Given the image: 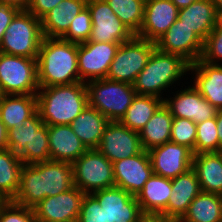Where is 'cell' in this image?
Segmentation results:
<instances>
[{
	"mask_svg": "<svg viewBox=\"0 0 222 222\" xmlns=\"http://www.w3.org/2000/svg\"><path fill=\"white\" fill-rule=\"evenodd\" d=\"M74 187L72 163L48 160L24 165L15 203L33 208L46 197L56 196Z\"/></svg>",
	"mask_w": 222,
	"mask_h": 222,
	"instance_id": "cell-1",
	"label": "cell"
},
{
	"mask_svg": "<svg viewBox=\"0 0 222 222\" xmlns=\"http://www.w3.org/2000/svg\"><path fill=\"white\" fill-rule=\"evenodd\" d=\"M78 44L44 37L37 57L39 87L81 82L78 73Z\"/></svg>",
	"mask_w": 222,
	"mask_h": 222,
	"instance_id": "cell-2",
	"label": "cell"
},
{
	"mask_svg": "<svg viewBox=\"0 0 222 222\" xmlns=\"http://www.w3.org/2000/svg\"><path fill=\"white\" fill-rule=\"evenodd\" d=\"M37 92V111L47 126L70 125L88 105L84 82L70 85L40 87Z\"/></svg>",
	"mask_w": 222,
	"mask_h": 222,
	"instance_id": "cell-3",
	"label": "cell"
},
{
	"mask_svg": "<svg viewBox=\"0 0 222 222\" xmlns=\"http://www.w3.org/2000/svg\"><path fill=\"white\" fill-rule=\"evenodd\" d=\"M190 63L176 54L165 53L155 48L147 65L132 84L137 95H152L160 98L161 91L189 71Z\"/></svg>",
	"mask_w": 222,
	"mask_h": 222,
	"instance_id": "cell-4",
	"label": "cell"
},
{
	"mask_svg": "<svg viewBox=\"0 0 222 222\" xmlns=\"http://www.w3.org/2000/svg\"><path fill=\"white\" fill-rule=\"evenodd\" d=\"M88 105L98 110L109 121L120 122L136 96L132 84L106 78L85 82Z\"/></svg>",
	"mask_w": 222,
	"mask_h": 222,
	"instance_id": "cell-5",
	"label": "cell"
},
{
	"mask_svg": "<svg viewBox=\"0 0 222 222\" xmlns=\"http://www.w3.org/2000/svg\"><path fill=\"white\" fill-rule=\"evenodd\" d=\"M43 38L41 20L27 10H20L5 31L0 52L37 58Z\"/></svg>",
	"mask_w": 222,
	"mask_h": 222,
	"instance_id": "cell-6",
	"label": "cell"
},
{
	"mask_svg": "<svg viewBox=\"0 0 222 222\" xmlns=\"http://www.w3.org/2000/svg\"><path fill=\"white\" fill-rule=\"evenodd\" d=\"M39 88L37 58L0 52L1 95H37Z\"/></svg>",
	"mask_w": 222,
	"mask_h": 222,
	"instance_id": "cell-7",
	"label": "cell"
},
{
	"mask_svg": "<svg viewBox=\"0 0 222 222\" xmlns=\"http://www.w3.org/2000/svg\"><path fill=\"white\" fill-rule=\"evenodd\" d=\"M72 166L74 186L85 194L115 186L113 163L97 149H88Z\"/></svg>",
	"mask_w": 222,
	"mask_h": 222,
	"instance_id": "cell-8",
	"label": "cell"
},
{
	"mask_svg": "<svg viewBox=\"0 0 222 222\" xmlns=\"http://www.w3.org/2000/svg\"><path fill=\"white\" fill-rule=\"evenodd\" d=\"M155 48L154 42L137 36L121 43L110 64L106 79L133 84L138 74L147 65Z\"/></svg>",
	"mask_w": 222,
	"mask_h": 222,
	"instance_id": "cell-9",
	"label": "cell"
},
{
	"mask_svg": "<svg viewBox=\"0 0 222 222\" xmlns=\"http://www.w3.org/2000/svg\"><path fill=\"white\" fill-rule=\"evenodd\" d=\"M92 30L88 41L123 43L135 35L120 21L105 0H87Z\"/></svg>",
	"mask_w": 222,
	"mask_h": 222,
	"instance_id": "cell-10",
	"label": "cell"
},
{
	"mask_svg": "<svg viewBox=\"0 0 222 222\" xmlns=\"http://www.w3.org/2000/svg\"><path fill=\"white\" fill-rule=\"evenodd\" d=\"M121 43L86 41L78 44V73L81 82L106 78ZM91 78V79H90Z\"/></svg>",
	"mask_w": 222,
	"mask_h": 222,
	"instance_id": "cell-11",
	"label": "cell"
},
{
	"mask_svg": "<svg viewBox=\"0 0 222 222\" xmlns=\"http://www.w3.org/2000/svg\"><path fill=\"white\" fill-rule=\"evenodd\" d=\"M97 150L113 163L135 156L144 149L139 132L129 129L121 122L110 121L104 129Z\"/></svg>",
	"mask_w": 222,
	"mask_h": 222,
	"instance_id": "cell-12",
	"label": "cell"
},
{
	"mask_svg": "<svg viewBox=\"0 0 222 222\" xmlns=\"http://www.w3.org/2000/svg\"><path fill=\"white\" fill-rule=\"evenodd\" d=\"M148 153L153 174L164 178H175L193 166V151L171 141L150 149Z\"/></svg>",
	"mask_w": 222,
	"mask_h": 222,
	"instance_id": "cell-13",
	"label": "cell"
},
{
	"mask_svg": "<svg viewBox=\"0 0 222 222\" xmlns=\"http://www.w3.org/2000/svg\"><path fill=\"white\" fill-rule=\"evenodd\" d=\"M155 45L160 51L180 55L193 64L201 58L204 41L177 19Z\"/></svg>",
	"mask_w": 222,
	"mask_h": 222,
	"instance_id": "cell-14",
	"label": "cell"
},
{
	"mask_svg": "<svg viewBox=\"0 0 222 222\" xmlns=\"http://www.w3.org/2000/svg\"><path fill=\"white\" fill-rule=\"evenodd\" d=\"M115 186L137 196L146 181L153 175L148 151L113 162Z\"/></svg>",
	"mask_w": 222,
	"mask_h": 222,
	"instance_id": "cell-15",
	"label": "cell"
},
{
	"mask_svg": "<svg viewBox=\"0 0 222 222\" xmlns=\"http://www.w3.org/2000/svg\"><path fill=\"white\" fill-rule=\"evenodd\" d=\"M85 193L77 187L46 197L33 207L36 219L77 222Z\"/></svg>",
	"mask_w": 222,
	"mask_h": 222,
	"instance_id": "cell-16",
	"label": "cell"
},
{
	"mask_svg": "<svg viewBox=\"0 0 222 222\" xmlns=\"http://www.w3.org/2000/svg\"><path fill=\"white\" fill-rule=\"evenodd\" d=\"M90 194L104 208L105 222H135L141 213L136 197L117 186Z\"/></svg>",
	"mask_w": 222,
	"mask_h": 222,
	"instance_id": "cell-17",
	"label": "cell"
},
{
	"mask_svg": "<svg viewBox=\"0 0 222 222\" xmlns=\"http://www.w3.org/2000/svg\"><path fill=\"white\" fill-rule=\"evenodd\" d=\"M179 9L171 0H145L144 19L139 38L156 42L177 20Z\"/></svg>",
	"mask_w": 222,
	"mask_h": 222,
	"instance_id": "cell-18",
	"label": "cell"
},
{
	"mask_svg": "<svg viewBox=\"0 0 222 222\" xmlns=\"http://www.w3.org/2000/svg\"><path fill=\"white\" fill-rule=\"evenodd\" d=\"M164 105L173 117L189 119L195 124L214 118L217 113V109L194 86L180 90L172 100L164 99Z\"/></svg>",
	"mask_w": 222,
	"mask_h": 222,
	"instance_id": "cell-19",
	"label": "cell"
},
{
	"mask_svg": "<svg viewBox=\"0 0 222 222\" xmlns=\"http://www.w3.org/2000/svg\"><path fill=\"white\" fill-rule=\"evenodd\" d=\"M172 194L167 207L161 212L166 218L178 222L187 212L189 205L202 190L193 168L171 179Z\"/></svg>",
	"mask_w": 222,
	"mask_h": 222,
	"instance_id": "cell-20",
	"label": "cell"
},
{
	"mask_svg": "<svg viewBox=\"0 0 222 222\" xmlns=\"http://www.w3.org/2000/svg\"><path fill=\"white\" fill-rule=\"evenodd\" d=\"M47 127L50 160L73 163L88 150L70 125Z\"/></svg>",
	"mask_w": 222,
	"mask_h": 222,
	"instance_id": "cell-21",
	"label": "cell"
},
{
	"mask_svg": "<svg viewBox=\"0 0 222 222\" xmlns=\"http://www.w3.org/2000/svg\"><path fill=\"white\" fill-rule=\"evenodd\" d=\"M177 19L192 29L203 41L220 21L213 0H198L179 9Z\"/></svg>",
	"mask_w": 222,
	"mask_h": 222,
	"instance_id": "cell-22",
	"label": "cell"
},
{
	"mask_svg": "<svg viewBox=\"0 0 222 222\" xmlns=\"http://www.w3.org/2000/svg\"><path fill=\"white\" fill-rule=\"evenodd\" d=\"M195 71L194 87L217 110L222 109V65L209 64L201 59L190 64L189 71Z\"/></svg>",
	"mask_w": 222,
	"mask_h": 222,
	"instance_id": "cell-23",
	"label": "cell"
},
{
	"mask_svg": "<svg viewBox=\"0 0 222 222\" xmlns=\"http://www.w3.org/2000/svg\"><path fill=\"white\" fill-rule=\"evenodd\" d=\"M86 4L87 0H63L40 19L43 36L61 38Z\"/></svg>",
	"mask_w": 222,
	"mask_h": 222,
	"instance_id": "cell-24",
	"label": "cell"
},
{
	"mask_svg": "<svg viewBox=\"0 0 222 222\" xmlns=\"http://www.w3.org/2000/svg\"><path fill=\"white\" fill-rule=\"evenodd\" d=\"M109 122L98 110L87 105L70 126L87 149H97Z\"/></svg>",
	"mask_w": 222,
	"mask_h": 222,
	"instance_id": "cell-25",
	"label": "cell"
},
{
	"mask_svg": "<svg viewBox=\"0 0 222 222\" xmlns=\"http://www.w3.org/2000/svg\"><path fill=\"white\" fill-rule=\"evenodd\" d=\"M192 168L203 192L222 195V152L195 154Z\"/></svg>",
	"mask_w": 222,
	"mask_h": 222,
	"instance_id": "cell-26",
	"label": "cell"
},
{
	"mask_svg": "<svg viewBox=\"0 0 222 222\" xmlns=\"http://www.w3.org/2000/svg\"><path fill=\"white\" fill-rule=\"evenodd\" d=\"M37 111L36 95H1L0 119L7 130L18 128Z\"/></svg>",
	"mask_w": 222,
	"mask_h": 222,
	"instance_id": "cell-27",
	"label": "cell"
},
{
	"mask_svg": "<svg viewBox=\"0 0 222 222\" xmlns=\"http://www.w3.org/2000/svg\"><path fill=\"white\" fill-rule=\"evenodd\" d=\"M171 194V179L153 174L136 196V200L141 212L161 213L167 207Z\"/></svg>",
	"mask_w": 222,
	"mask_h": 222,
	"instance_id": "cell-28",
	"label": "cell"
},
{
	"mask_svg": "<svg viewBox=\"0 0 222 222\" xmlns=\"http://www.w3.org/2000/svg\"><path fill=\"white\" fill-rule=\"evenodd\" d=\"M173 116L163 104L139 132L141 145L145 151L170 141Z\"/></svg>",
	"mask_w": 222,
	"mask_h": 222,
	"instance_id": "cell-29",
	"label": "cell"
},
{
	"mask_svg": "<svg viewBox=\"0 0 222 222\" xmlns=\"http://www.w3.org/2000/svg\"><path fill=\"white\" fill-rule=\"evenodd\" d=\"M178 222H222V195L202 191Z\"/></svg>",
	"mask_w": 222,
	"mask_h": 222,
	"instance_id": "cell-30",
	"label": "cell"
},
{
	"mask_svg": "<svg viewBox=\"0 0 222 222\" xmlns=\"http://www.w3.org/2000/svg\"><path fill=\"white\" fill-rule=\"evenodd\" d=\"M163 104V98L136 94L120 122L129 129L140 132Z\"/></svg>",
	"mask_w": 222,
	"mask_h": 222,
	"instance_id": "cell-31",
	"label": "cell"
},
{
	"mask_svg": "<svg viewBox=\"0 0 222 222\" xmlns=\"http://www.w3.org/2000/svg\"><path fill=\"white\" fill-rule=\"evenodd\" d=\"M24 164L10 149L0 150V195L5 200H13L20 186Z\"/></svg>",
	"mask_w": 222,
	"mask_h": 222,
	"instance_id": "cell-32",
	"label": "cell"
},
{
	"mask_svg": "<svg viewBox=\"0 0 222 222\" xmlns=\"http://www.w3.org/2000/svg\"><path fill=\"white\" fill-rule=\"evenodd\" d=\"M122 23L136 35L144 19L145 0H105Z\"/></svg>",
	"mask_w": 222,
	"mask_h": 222,
	"instance_id": "cell-33",
	"label": "cell"
},
{
	"mask_svg": "<svg viewBox=\"0 0 222 222\" xmlns=\"http://www.w3.org/2000/svg\"><path fill=\"white\" fill-rule=\"evenodd\" d=\"M19 158L24 165L50 160L48 127L46 124H43L40 128H32L31 138Z\"/></svg>",
	"mask_w": 222,
	"mask_h": 222,
	"instance_id": "cell-34",
	"label": "cell"
},
{
	"mask_svg": "<svg viewBox=\"0 0 222 222\" xmlns=\"http://www.w3.org/2000/svg\"><path fill=\"white\" fill-rule=\"evenodd\" d=\"M43 124L39 112L36 111L22 126L8 130V149L19 156L31 138L32 128H40Z\"/></svg>",
	"mask_w": 222,
	"mask_h": 222,
	"instance_id": "cell-35",
	"label": "cell"
},
{
	"mask_svg": "<svg viewBox=\"0 0 222 222\" xmlns=\"http://www.w3.org/2000/svg\"><path fill=\"white\" fill-rule=\"evenodd\" d=\"M195 154L220 152L216 117L196 124Z\"/></svg>",
	"mask_w": 222,
	"mask_h": 222,
	"instance_id": "cell-36",
	"label": "cell"
},
{
	"mask_svg": "<svg viewBox=\"0 0 222 222\" xmlns=\"http://www.w3.org/2000/svg\"><path fill=\"white\" fill-rule=\"evenodd\" d=\"M92 30L91 14L86 6L77 14L67 32L61 37L65 41L81 44L88 41Z\"/></svg>",
	"mask_w": 222,
	"mask_h": 222,
	"instance_id": "cell-37",
	"label": "cell"
},
{
	"mask_svg": "<svg viewBox=\"0 0 222 222\" xmlns=\"http://www.w3.org/2000/svg\"><path fill=\"white\" fill-rule=\"evenodd\" d=\"M197 126L189 119L173 117L170 141L191 149L195 155Z\"/></svg>",
	"mask_w": 222,
	"mask_h": 222,
	"instance_id": "cell-38",
	"label": "cell"
},
{
	"mask_svg": "<svg viewBox=\"0 0 222 222\" xmlns=\"http://www.w3.org/2000/svg\"><path fill=\"white\" fill-rule=\"evenodd\" d=\"M200 59L214 65H218L217 61L222 59V20L218 22L204 41L203 52Z\"/></svg>",
	"mask_w": 222,
	"mask_h": 222,
	"instance_id": "cell-39",
	"label": "cell"
},
{
	"mask_svg": "<svg viewBox=\"0 0 222 222\" xmlns=\"http://www.w3.org/2000/svg\"><path fill=\"white\" fill-rule=\"evenodd\" d=\"M33 208H28L12 200L6 201L0 208V222H35Z\"/></svg>",
	"mask_w": 222,
	"mask_h": 222,
	"instance_id": "cell-40",
	"label": "cell"
},
{
	"mask_svg": "<svg viewBox=\"0 0 222 222\" xmlns=\"http://www.w3.org/2000/svg\"><path fill=\"white\" fill-rule=\"evenodd\" d=\"M77 222H105L104 208L91 194H85Z\"/></svg>",
	"mask_w": 222,
	"mask_h": 222,
	"instance_id": "cell-41",
	"label": "cell"
},
{
	"mask_svg": "<svg viewBox=\"0 0 222 222\" xmlns=\"http://www.w3.org/2000/svg\"><path fill=\"white\" fill-rule=\"evenodd\" d=\"M62 1L63 0H30L27 11L32 13L36 18L41 19Z\"/></svg>",
	"mask_w": 222,
	"mask_h": 222,
	"instance_id": "cell-42",
	"label": "cell"
},
{
	"mask_svg": "<svg viewBox=\"0 0 222 222\" xmlns=\"http://www.w3.org/2000/svg\"><path fill=\"white\" fill-rule=\"evenodd\" d=\"M20 10L14 6L0 4V44L6 29Z\"/></svg>",
	"mask_w": 222,
	"mask_h": 222,
	"instance_id": "cell-43",
	"label": "cell"
},
{
	"mask_svg": "<svg viewBox=\"0 0 222 222\" xmlns=\"http://www.w3.org/2000/svg\"><path fill=\"white\" fill-rule=\"evenodd\" d=\"M135 222H176L158 212H141Z\"/></svg>",
	"mask_w": 222,
	"mask_h": 222,
	"instance_id": "cell-44",
	"label": "cell"
},
{
	"mask_svg": "<svg viewBox=\"0 0 222 222\" xmlns=\"http://www.w3.org/2000/svg\"><path fill=\"white\" fill-rule=\"evenodd\" d=\"M29 3L30 0H0V4L14 6L19 10H27Z\"/></svg>",
	"mask_w": 222,
	"mask_h": 222,
	"instance_id": "cell-45",
	"label": "cell"
},
{
	"mask_svg": "<svg viewBox=\"0 0 222 222\" xmlns=\"http://www.w3.org/2000/svg\"><path fill=\"white\" fill-rule=\"evenodd\" d=\"M8 148V130L0 119V150Z\"/></svg>",
	"mask_w": 222,
	"mask_h": 222,
	"instance_id": "cell-46",
	"label": "cell"
},
{
	"mask_svg": "<svg viewBox=\"0 0 222 222\" xmlns=\"http://www.w3.org/2000/svg\"><path fill=\"white\" fill-rule=\"evenodd\" d=\"M218 139L220 144V152H222V109L217 110L216 113Z\"/></svg>",
	"mask_w": 222,
	"mask_h": 222,
	"instance_id": "cell-47",
	"label": "cell"
},
{
	"mask_svg": "<svg viewBox=\"0 0 222 222\" xmlns=\"http://www.w3.org/2000/svg\"><path fill=\"white\" fill-rule=\"evenodd\" d=\"M171 1L175 4V6L178 9H182V8L187 7L190 4H192L193 2L198 1V0H171Z\"/></svg>",
	"mask_w": 222,
	"mask_h": 222,
	"instance_id": "cell-48",
	"label": "cell"
},
{
	"mask_svg": "<svg viewBox=\"0 0 222 222\" xmlns=\"http://www.w3.org/2000/svg\"><path fill=\"white\" fill-rule=\"evenodd\" d=\"M219 20H222V0H213Z\"/></svg>",
	"mask_w": 222,
	"mask_h": 222,
	"instance_id": "cell-49",
	"label": "cell"
},
{
	"mask_svg": "<svg viewBox=\"0 0 222 222\" xmlns=\"http://www.w3.org/2000/svg\"><path fill=\"white\" fill-rule=\"evenodd\" d=\"M35 222H63V221H51V220L35 219Z\"/></svg>",
	"mask_w": 222,
	"mask_h": 222,
	"instance_id": "cell-50",
	"label": "cell"
},
{
	"mask_svg": "<svg viewBox=\"0 0 222 222\" xmlns=\"http://www.w3.org/2000/svg\"><path fill=\"white\" fill-rule=\"evenodd\" d=\"M7 200H5L1 195H0V208L1 206L6 202Z\"/></svg>",
	"mask_w": 222,
	"mask_h": 222,
	"instance_id": "cell-51",
	"label": "cell"
}]
</instances>
